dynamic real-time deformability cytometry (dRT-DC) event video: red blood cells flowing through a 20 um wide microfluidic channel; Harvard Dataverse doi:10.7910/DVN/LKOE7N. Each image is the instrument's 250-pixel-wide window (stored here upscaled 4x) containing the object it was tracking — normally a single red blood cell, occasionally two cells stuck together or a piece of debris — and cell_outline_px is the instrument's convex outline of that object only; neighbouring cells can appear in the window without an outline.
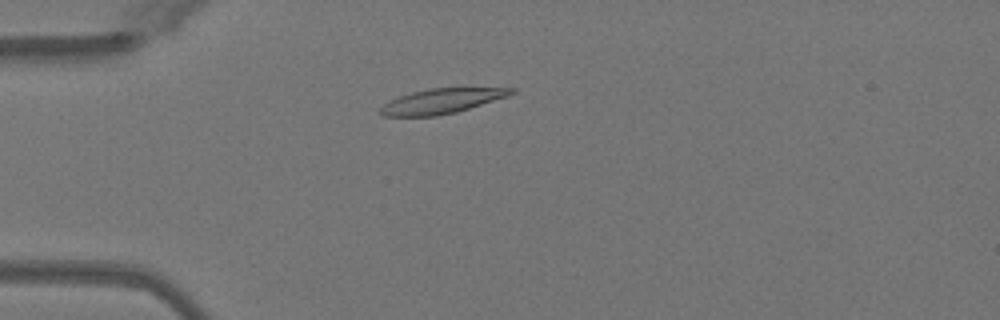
{"species": "Egyptian fruit bat (a non-hibernating species)", "species_latin": "Rousettus aegyptiacus", "temperature_condition": "warm", "stored_images_in_passage": 33, "camera_frame_rate_fps": 3000, "um_per_image_px": 0.085, "animal": {"sex": "female"}, "frame": {"image": 1, "passage_image": 1, "time_ms": 0.0, "image_size_px": [1000, 320], "cell_outline_px": [[516, 92], [508, 96], [456, 112], [436, 116], [384, 116], [376, 112], [384, 104], [400, 96], [412, 92], [428, 88], [516, 88]], "centroid_in_image_um": [37.53, 8.59], "position_along_channel_um": 47.5, "area_um2": 18.84}}
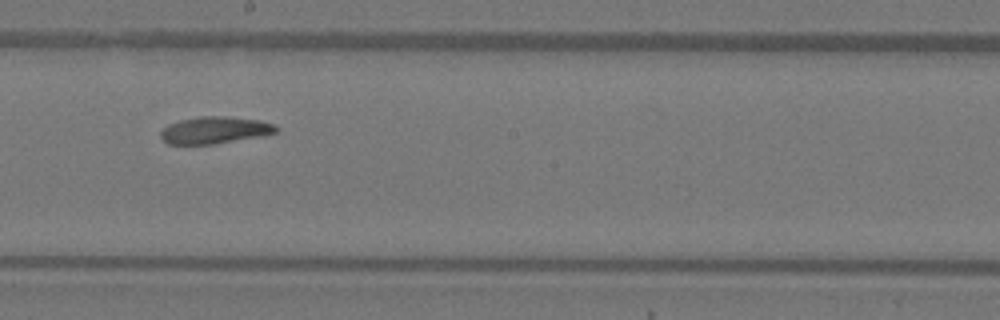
{"frame": {"image": 2, "passage_image": 16, "time_ms": 5.0, "image_size_px": [1000, 320], "cell_outline_px": [[280, 128], [276, 132], [256, 136], [212, 144], [168, 144], [160, 136], [160, 132], [168, 124], [180, 120], [200, 116], [224, 116], [260, 120], [272, 124]], "centroid_in_image_um": [18.21, 11.05], "position_along_channel_um": 230.0, "area_um2": 17.8}}
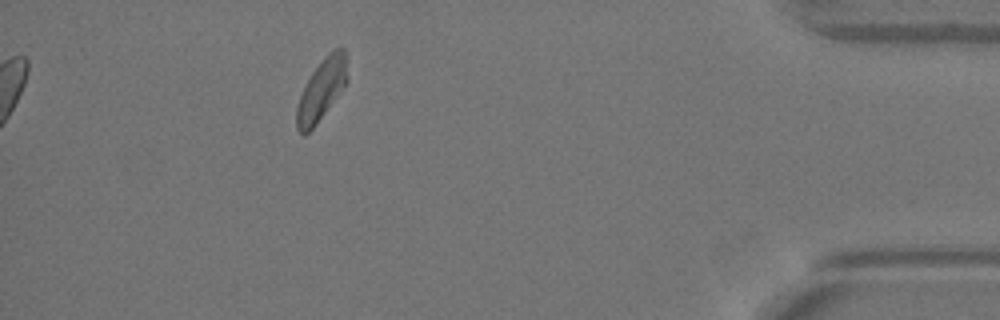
{"frame": {"image": 3, "passage_image": 33, "time_ms": 10.667, "image_size_px": [1000, 320], "cell_outline_px": [[348, 80], [316, 124], [304, 136], [296, 128], [296, 108], [300, 96], [312, 72], [324, 56], [336, 48], [344, 48]], "centroid_in_image_um": [27.31, 7.63], "position_along_channel_um": 407.9, "area_um2": 17.57}, "authors_computed_cell_mechanics": {"area_um2": 18.496, "velocity_mm_per_s": 4.018, "shape_relaxation_time_tau1_ms": 5.586, "shape_relaxation_time_tau2_ms": null, "deformation_change_tau1": 0.1634, "deformation_change_tau2": null}}